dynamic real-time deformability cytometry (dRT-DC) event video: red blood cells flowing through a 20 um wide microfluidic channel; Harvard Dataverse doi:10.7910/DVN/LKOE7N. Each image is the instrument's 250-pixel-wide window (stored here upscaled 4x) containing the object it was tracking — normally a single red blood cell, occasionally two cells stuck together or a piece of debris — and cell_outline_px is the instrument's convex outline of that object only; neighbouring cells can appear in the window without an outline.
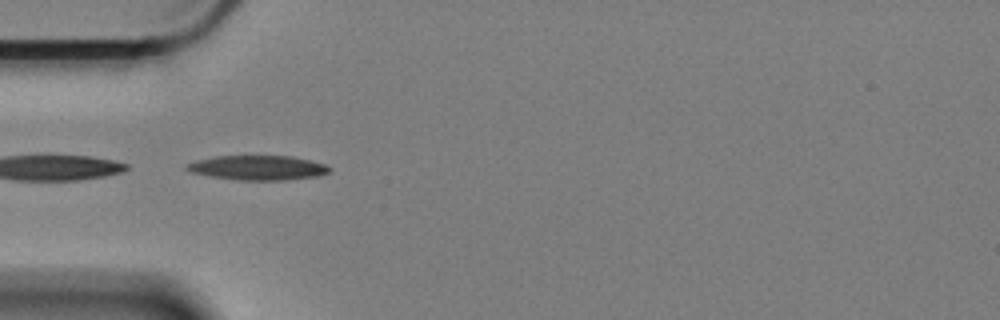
{"species": "Egyptian fruit bat (a non-hibernating species)", "species_latin": "Rousettus aegyptiacus", "temperature_condition": "cold", "stored_images_in_passage": 19, "camera_frame_rate_fps": 3000, "um_per_image_px": 0.085, "animal": {"sex": "female"}, "frame": {"image": 1, "passage_image": 1, "time_ms": 0.0, "image_size_px": [1000, 320], "cell_outline_px": [[332, 168], [328, 172], [316, 176], [284, 180], [240, 180], [212, 176], [192, 172], [184, 168], [188, 164], [196, 160], [212, 156], [292, 156], [324, 164]], "centroid_in_image_um": [21.9, 14.25], "position_along_channel_um": 63.1, "area_um2": 20.17}}
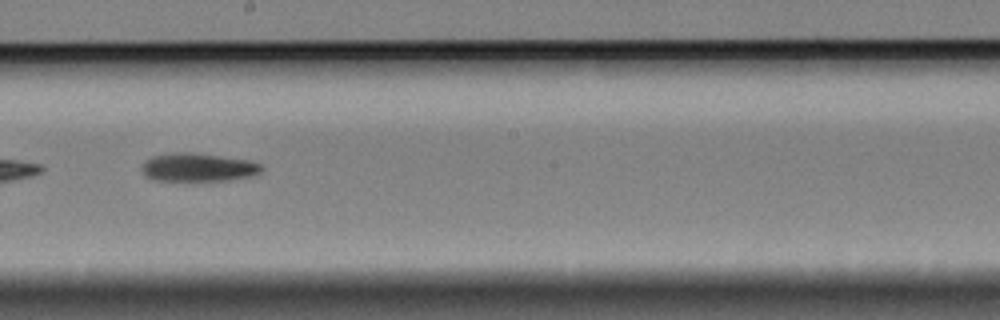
{"frame": {"image": 2, "passage_image": 16, "time_ms": 5.0, "image_size_px": [1000, 320], "cell_outline_px": [[264, 168], [260, 172], [248, 176], [224, 180], [156, 180], [144, 176], [140, 168], [144, 160], [152, 156], [176, 152], [192, 152], [248, 160], [260, 164]], "centroid_in_image_um": [16.76, 14.21], "position_along_channel_um": 231.4, "area_um2": 19.59}}